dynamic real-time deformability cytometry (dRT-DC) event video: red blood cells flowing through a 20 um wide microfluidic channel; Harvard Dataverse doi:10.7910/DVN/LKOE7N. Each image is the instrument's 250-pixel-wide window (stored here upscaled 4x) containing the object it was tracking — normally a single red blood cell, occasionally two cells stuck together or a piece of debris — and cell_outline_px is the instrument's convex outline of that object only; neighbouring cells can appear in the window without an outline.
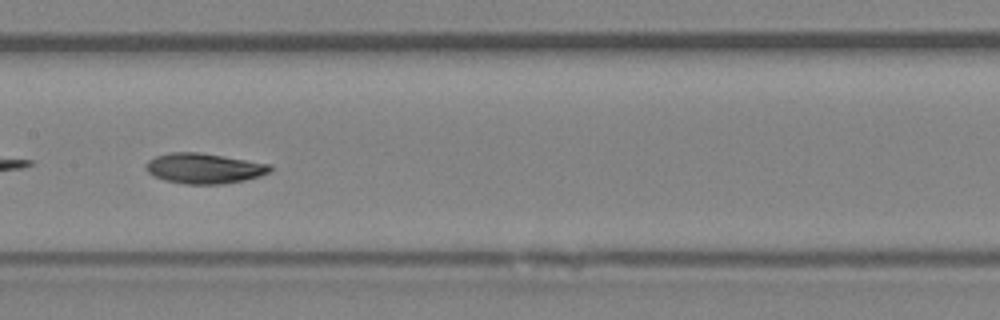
{"species": "Egyptian fruit bat (a non-hibernating species)", "species_latin": "Rousettus aegyptiacus", "temperature_condition": "room temperature", "stored_images_in_passage": 37, "camera_frame_rate_fps": 3000, "um_per_image_px": 0.085, "animal": {"sex": "female"}, "frame": {"image": 1, "passage_image": 11, "time_ms": 3.333, "image_size_px": [1000, 320], "cell_outline_px": [[272, 168], [268, 172], [260, 176], [244, 180], [220, 184], [184, 184], [164, 180], [148, 172], [144, 168], [144, 164], [148, 160], [156, 156], [172, 152], [200, 152], [272, 164]], "centroid_in_image_um": [17.33, 14.3], "position_along_channel_um": 190.1, "area_um2": 21.96}}
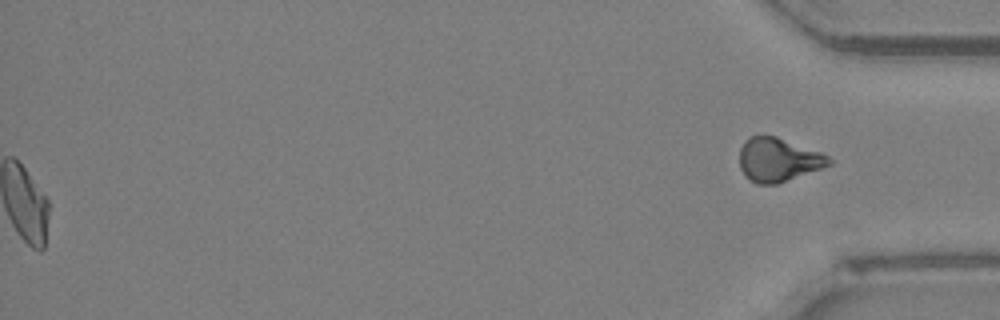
{"frame": {"image": 2, "passage_image": 37, "time_ms": 12.0, "image_size_px": [1000, 320], "cell_outline_px": [[836, 160], [832, 164], [776, 184], [756, 184], [740, 168], [740, 148], [744, 140], [752, 136], [776, 136], [820, 152]], "centroid_in_image_um": [66.17, 13.57], "position_along_channel_um": 369.0, "area_um2": 22.48}, "authors_computed_cell_mechanics": {"area_um2": 21.964, "velocity_mm_per_s": 4.0183, "shape_relaxation_time_tau1_ms": 5.1357, "shape_relaxation_time_tau2_ms": 3.6013, "deformation_change_tau1": 0.145, "deformation_change_tau2": 0.084}}